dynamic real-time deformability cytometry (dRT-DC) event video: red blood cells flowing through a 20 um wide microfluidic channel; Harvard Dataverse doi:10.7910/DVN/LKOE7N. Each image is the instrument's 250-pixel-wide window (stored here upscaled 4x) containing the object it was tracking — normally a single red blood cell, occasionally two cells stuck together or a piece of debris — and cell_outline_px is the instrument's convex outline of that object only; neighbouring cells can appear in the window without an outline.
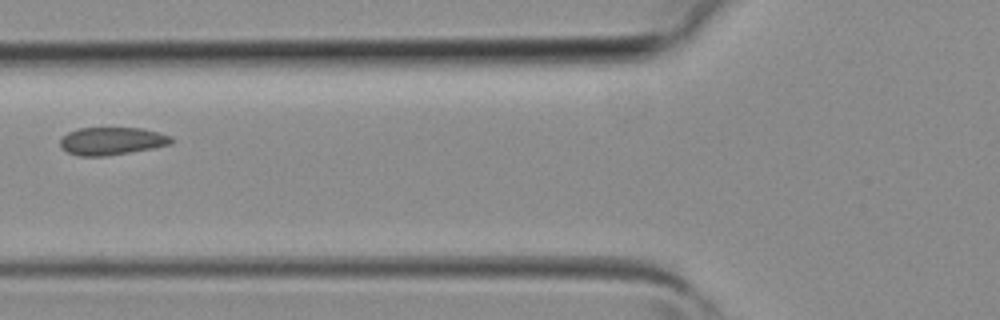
{"species": "common noctule bat (a hibernating species)", "species_latin": "Nyctalus noctula", "temperature_condition": "room temperature", "stored_images_in_passage": 2, "camera_frame_rate_fps": 3000, "um_per_image_px": 0.085, "animal": {"sex": "female", "body_mass_g": 19.3, "forearm_length_mm": 54.1}, "frame": {"image": 1, "passage_image": 2, "time_ms": 0.333, "image_size_px": [1000, 320], "cell_outline_px": [[176, 140], [172, 144], [152, 148], [104, 156], [80, 156], [68, 152], [60, 144], [60, 140], [68, 132], [80, 128], [144, 128], [172, 136]], "centroid_in_image_um": [9.56, 11.98], "position_along_channel_um": 116.2, "area_um2": 17.86}}